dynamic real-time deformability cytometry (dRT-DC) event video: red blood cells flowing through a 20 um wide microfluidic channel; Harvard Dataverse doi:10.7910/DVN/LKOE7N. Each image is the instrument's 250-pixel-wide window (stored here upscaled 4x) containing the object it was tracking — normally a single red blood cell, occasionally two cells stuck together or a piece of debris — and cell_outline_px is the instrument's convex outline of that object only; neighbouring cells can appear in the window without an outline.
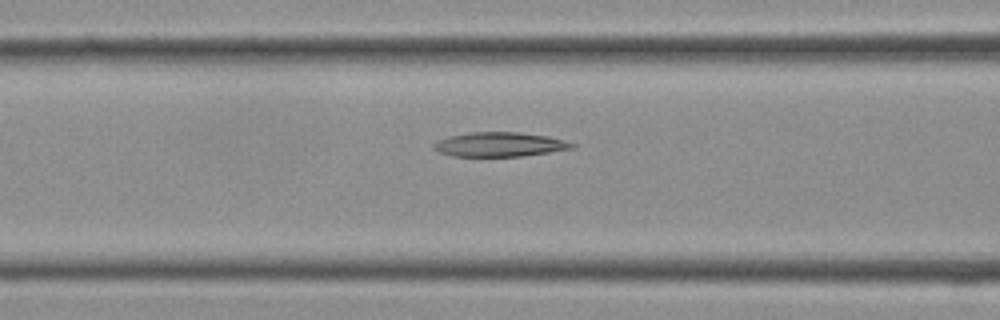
{"species": "Egyptian fruit bat (a non-hibernating species)", "species_latin": "Rousettus aegyptiacus", "temperature_condition": "cold", "stored_images_in_passage": 6, "camera_frame_rate_fps": 3000, "um_per_image_px": 0.085, "frame": {"image": 1, "passage_image": 5, "time_ms": 1.333, "image_size_px": [1000, 320], "cell_outline_px": [[576, 148], [524, 156], [452, 156], [440, 152], [432, 148], [432, 144], [436, 140], [468, 132], [520, 132], [548, 136], [564, 140], [576, 144]], "centroid_in_image_um": [42.48, 12.28], "position_along_channel_um": 124.1, "area_um2": 19.77}}